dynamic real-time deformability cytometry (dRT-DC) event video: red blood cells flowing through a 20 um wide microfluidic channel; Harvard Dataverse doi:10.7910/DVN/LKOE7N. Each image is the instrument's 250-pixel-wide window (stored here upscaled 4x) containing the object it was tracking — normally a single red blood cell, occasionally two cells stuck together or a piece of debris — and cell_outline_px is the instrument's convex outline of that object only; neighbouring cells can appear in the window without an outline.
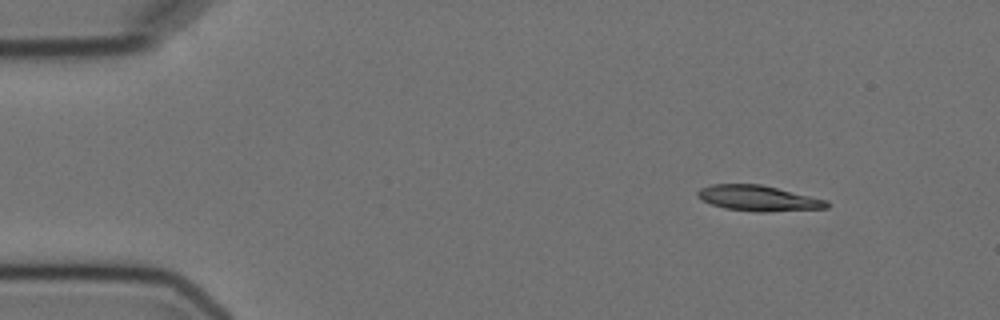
{"species": "Egyptian fruit bat (a non-hibernating species)", "species_latin": "Rousettus aegyptiacus", "temperature_condition": "cold", "stored_images_in_passage": 10, "camera_frame_rate_fps": 3000, "um_per_image_px": 0.085, "animal": {"sex": "female"}, "frame": {"image": 1, "passage_image": 1, "time_ms": 0.0, "image_size_px": [1000, 320], "cell_outline_px": [[832, 204], [828, 208], [760, 212], [756, 212], [724, 208], [712, 204], [696, 196], [696, 192], [700, 188], [712, 184], [760, 184], [828, 200]], "centroid_in_image_um": [64.48, 16.85], "position_along_channel_um": 20.5, "area_um2": 19.19}}
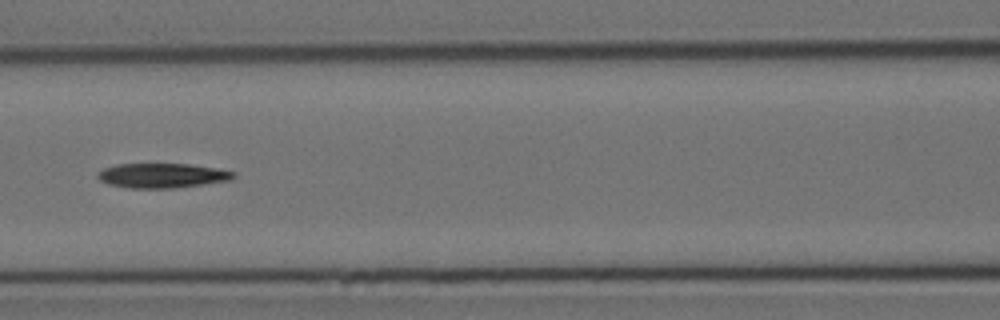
{"frame": {"image": 2, "passage_image": 6, "time_ms": 6.0, "image_size_px": [1000, 320], "cell_outline_px": [[236, 176], [232, 180], [176, 188], [132, 188], [108, 184], [100, 180], [96, 176], [96, 172], [104, 168], [116, 164], [188, 164], [236, 172]], "centroid_in_image_um": [13.76, 14.93], "position_along_channel_um": 152.8, "area_um2": 19.48}}
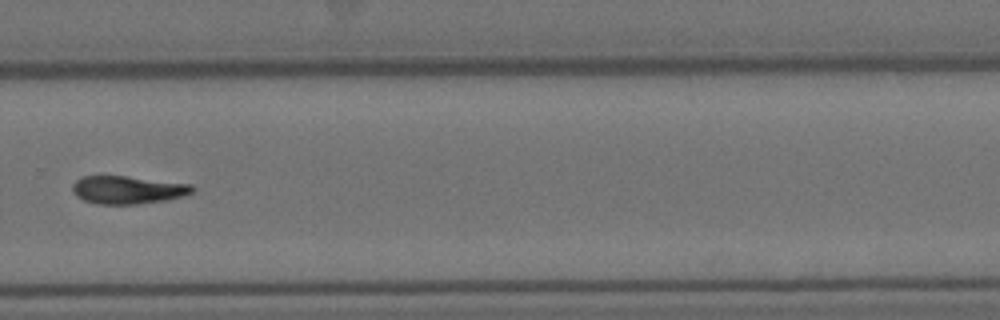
{"frame": {"image": 3, "passage_image": 10, "time_ms": 10.667, "image_size_px": [1000, 320], "cell_outline_px": [[196, 188], [192, 192], [180, 196], [164, 200], [136, 204], [96, 204], [84, 200], [76, 196], [72, 192], [72, 184], [76, 180], [84, 176], [128, 176], [192, 184]], "centroid_in_image_um": [10.83, 16.13], "position_along_channel_um": 319.0, "area_um2": 19.48}}